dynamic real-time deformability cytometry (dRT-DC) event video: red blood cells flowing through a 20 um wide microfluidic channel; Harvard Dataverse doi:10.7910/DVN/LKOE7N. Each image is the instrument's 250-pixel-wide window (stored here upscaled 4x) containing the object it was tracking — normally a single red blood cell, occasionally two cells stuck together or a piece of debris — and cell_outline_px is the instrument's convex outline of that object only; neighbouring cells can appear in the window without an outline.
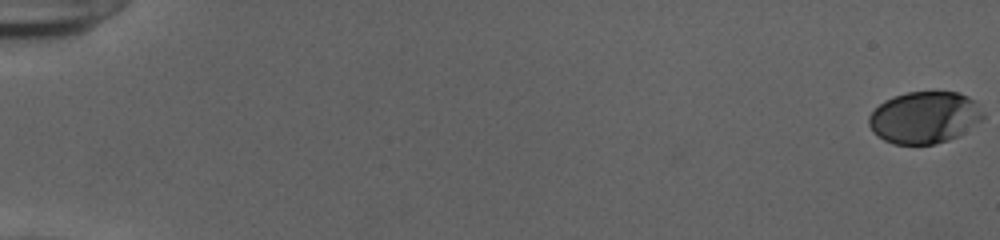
{"species": "human", "species_latin": "Homo sapiens", "temperature_condition": "cold", "stored_images_in_passage": 55, "camera_frame_rate_fps": 3000, "um_per_image_px": 0.085, "donor": {"sex": "female"}, "frame": {"image": 1, "passage_image": 1, "time_ms": 0.0, "image_size_px": [1000, 240], "cell_outline_px": [[984, 116], [980, 120], [956, 136], [948, 140], [936, 144], [892, 144], [884, 140], [872, 132], [868, 124], [868, 116], [884, 100], [892, 96], [908, 92], [960, 92], [976, 100], [984, 112]], "centroid_in_image_um": [78.56, 9.97], "position_along_channel_um": 6.4, "area_um2": 34.56}}
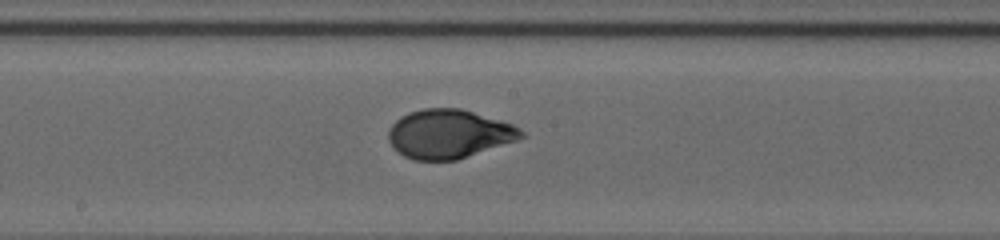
{"frame": {"image": 2, "passage_image": 32, "time_ms": 10.333, "image_size_px": [1000, 240], "cell_outline_px": [[528, 136], [456, 160], [412, 160], [404, 156], [388, 140], [388, 132], [392, 124], [400, 116], [408, 112], [424, 108], [460, 108], [512, 124], [520, 128]], "centroid_in_image_um": [38.15, 11.38], "position_along_channel_um": 210.0, "area_um2": 37.57}}
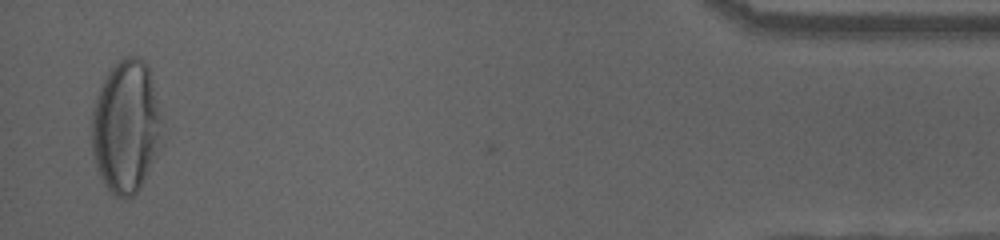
{"frame": {"image": 3, "passage_image": 54, "time_ms": 17.667, "image_size_px": [1000, 240], "cell_outline_px": [[164, 144], [140, 188], [132, 196], [124, 200], [112, 196], [104, 184], [96, 168], [92, 152], [92, 108], [96, 96], [104, 76], [124, 56], [136, 56], [144, 60], [148, 68], [164, 124]], "centroid_in_image_um": [10.74, 10.82], "position_along_channel_um": 424.5, "area_um2": 55.66}, "authors_computed_cell_mechanics": {"area_um2": 37.3388, "velocity_mm_per_s": 3.8963, "shape_relaxation_time_tau1_ms": 6.0615, "shape_relaxation_time_tau2_ms": null, "deformation_change_tau1": 0.2314, "deformation_change_tau2": null}}